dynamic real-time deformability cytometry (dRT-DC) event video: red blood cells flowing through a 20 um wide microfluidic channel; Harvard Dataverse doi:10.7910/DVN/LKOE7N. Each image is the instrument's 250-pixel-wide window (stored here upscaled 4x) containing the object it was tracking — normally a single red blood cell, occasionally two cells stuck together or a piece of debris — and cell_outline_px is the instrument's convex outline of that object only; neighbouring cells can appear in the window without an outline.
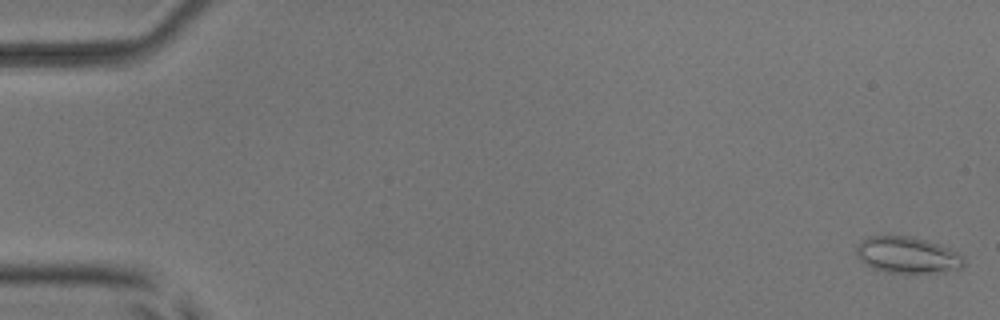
{"species": "common noctule bat (a hibernating species)", "species_latin": "Nyctalus noctula", "temperature_condition": "room temperature", "stored_images_in_passage": 5, "camera_frame_rate_fps": 3000, "um_per_image_px": 0.085, "animal": {"sex": "male", "body_mass_g": 17.9, "forearm_length_mm": 54.2}, "frame": {"image": 1, "passage_image": 1, "time_ms": 0.0, "image_size_px": [1000, 320], "cell_outline_px": [[964, 264], [960, 268], [940, 272], [916, 276], [888, 272], [872, 268], [860, 260], [856, 256], [856, 248], [860, 240], [868, 236], [908, 236], [928, 240], [940, 244], [964, 256]], "centroid_in_image_um": [77.12, 21.71], "position_along_channel_um": 7.9, "area_um2": 23.47}}